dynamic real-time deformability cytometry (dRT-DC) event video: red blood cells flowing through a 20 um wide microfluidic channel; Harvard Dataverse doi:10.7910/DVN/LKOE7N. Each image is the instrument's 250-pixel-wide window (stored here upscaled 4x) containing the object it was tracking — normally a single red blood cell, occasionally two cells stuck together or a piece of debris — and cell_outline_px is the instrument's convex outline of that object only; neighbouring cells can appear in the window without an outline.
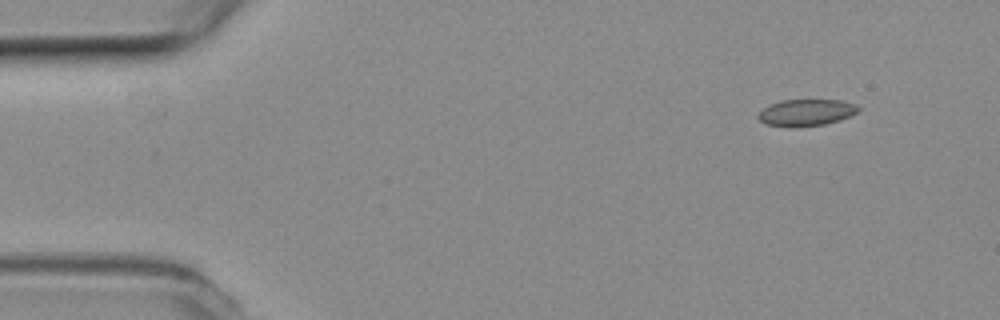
{"species": "common noctule bat (a hibernating species)", "species_latin": "Nyctalus noctula", "temperature_condition": "room temperature", "stored_images_in_passage": 10, "camera_frame_rate_fps": 3000, "um_per_image_px": 0.085, "animal": {"sex": "female", "body_mass_g": 19.3, "forearm_length_mm": 54.1}, "frame": {"image": 1, "passage_image": 2, "time_ms": 0.333, "image_size_px": [1000, 320], "cell_outline_px": [[860, 112], [852, 116], [840, 120], [824, 124], [788, 128], [764, 124], [756, 116], [768, 104], [780, 100], [840, 100], [856, 104], [860, 108]], "centroid_in_image_um": [68.53, 9.57], "position_along_channel_um": 16.5, "area_um2": 15.9}}
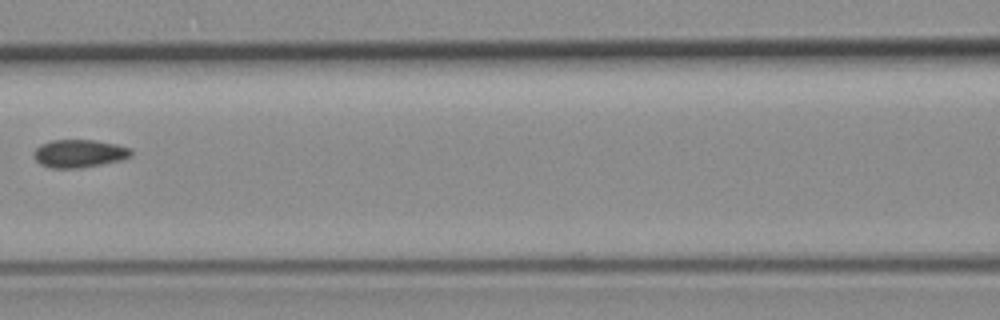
{"frame": {"image": 2, "passage_image": 7, "time_ms": 2.0, "image_size_px": [1000, 320], "cell_outline_px": [[132, 156], [120, 160], [80, 168], [48, 168], [40, 164], [36, 160], [36, 148], [40, 144], [52, 140], [92, 140], [116, 144], [132, 148]], "centroid_in_image_um": [6.75, 13.05], "position_along_channel_um": 159.8, "area_um2": 15.72}}
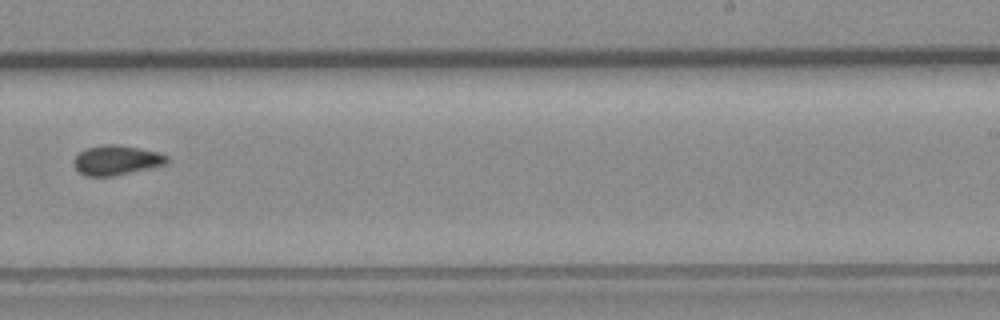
{"frame": {"image": 3, "passage_image": 10, "time_ms": 3.0, "image_size_px": [1000, 320], "cell_outline_px": [[168, 164], [152, 168], [112, 176], [88, 176], [80, 172], [72, 164], [76, 156], [80, 152], [88, 148], [104, 144], [116, 144], [140, 148], [160, 152], [168, 156]], "centroid_in_image_um": [9.95, 13.61], "position_along_channel_um": 279.1, "area_um2": 16.18}}